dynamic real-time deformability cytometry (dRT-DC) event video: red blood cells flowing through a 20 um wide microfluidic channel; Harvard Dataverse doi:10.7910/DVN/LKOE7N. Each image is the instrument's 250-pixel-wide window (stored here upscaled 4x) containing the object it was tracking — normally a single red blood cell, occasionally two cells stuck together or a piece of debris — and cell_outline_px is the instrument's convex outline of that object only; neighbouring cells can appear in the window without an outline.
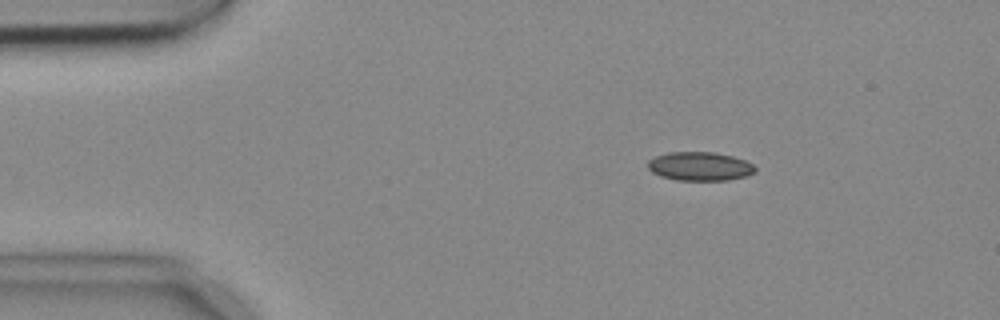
{"species": "common noctule bat (a hibernating species)", "species_latin": "Nyctalus noctula", "temperature_condition": "cold", "stored_images_in_passage": 3, "camera_frame_rate_fps": 3000, "um_per_image_px": 0.085, "animal": {"sex": "female", "body_mass_g": 18.4}, "frame": {"image": 1, "passage_image": 1, "time_ms": 0.0, "image_size_px": [1000, 320], "cell_outline_px": [[756, 172], [744, 176], [728, 180], [676, 180], [660, 176], [652, 172], [648, 168], [648, 160], [656, 156], [668, 152], [716, 152], [732, 156], [744, 160], [752, 164], [756, 168]], "centroid_in_image_um": [59.47, 14.13], "position_along_channel_um": 25.5, "area_um2": 17.98}}
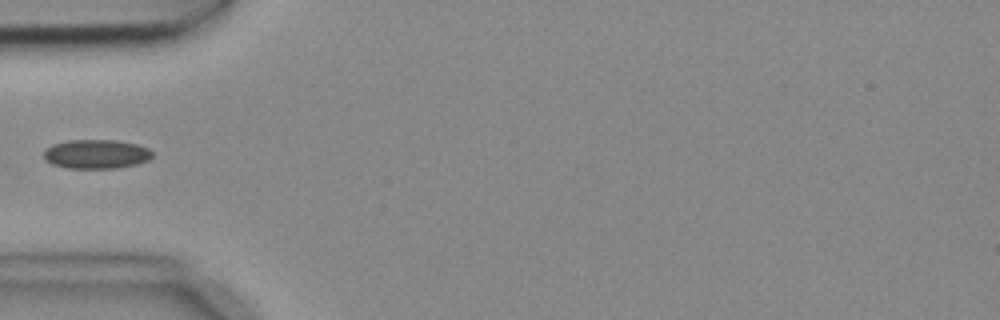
{"frame": {"image": 2, "passage_image": 3, "time_ms": 0.667, "image_size_px": [1000, 320], "cell_outline_px": [[152, 156], [148, 160], [136, 164], [116, 168], [68, 168], [52, 164], [44, 156], [44, 148], [52, 144], [68, 140], [116, 140], [136, 144], [148, 148], [152, 152]], "centroid_in_image_um": [8.17, 13.09], "position_along_channel_um": 76.8, "area_um2": 18.38}}